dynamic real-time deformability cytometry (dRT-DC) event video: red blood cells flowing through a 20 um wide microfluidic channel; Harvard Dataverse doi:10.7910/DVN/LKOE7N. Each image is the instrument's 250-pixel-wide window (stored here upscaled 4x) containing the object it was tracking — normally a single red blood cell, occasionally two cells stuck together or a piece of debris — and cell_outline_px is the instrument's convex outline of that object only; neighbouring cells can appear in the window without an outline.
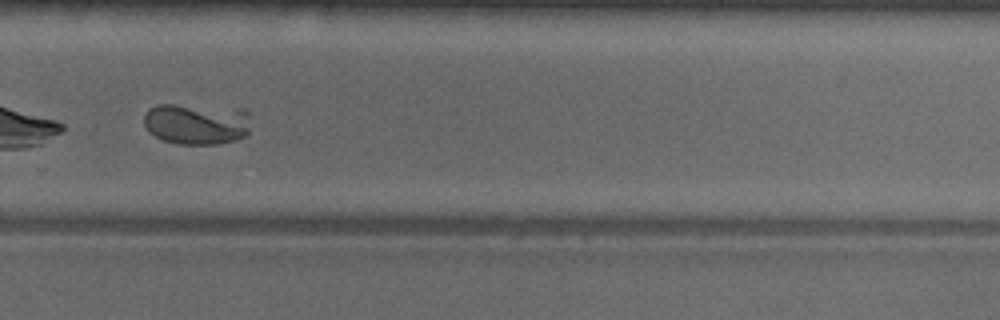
{"species": "common noctule bat (a hibernating species)", "species_latin": "Nyctalus noctula", "temperature_condition": "warm", "stored_images_in_passage": 39, "camera_frame_rate_fps": 3000, "um_per_image_px": 0.085, "animal": {"sex": "male", "body_mass_g": 18.8}, "frame": {"image": 1, "passage_image": 27, "time_ms": 8.667, "image_size_px": [1000, 320], "cell_outline_px": [[248, 132], [244, 136], [236, 140], [220, 144], [180, 144], [164, 140], [148, 132], [144, 124], [144, 116], [148, 108], [156, 104], [172, 104], [244, 108], [248, 112]], "centroid_in_image_um": [16.7, 10.51], "position_along_channel_um": 313.1, "area_um2": 26.01}}